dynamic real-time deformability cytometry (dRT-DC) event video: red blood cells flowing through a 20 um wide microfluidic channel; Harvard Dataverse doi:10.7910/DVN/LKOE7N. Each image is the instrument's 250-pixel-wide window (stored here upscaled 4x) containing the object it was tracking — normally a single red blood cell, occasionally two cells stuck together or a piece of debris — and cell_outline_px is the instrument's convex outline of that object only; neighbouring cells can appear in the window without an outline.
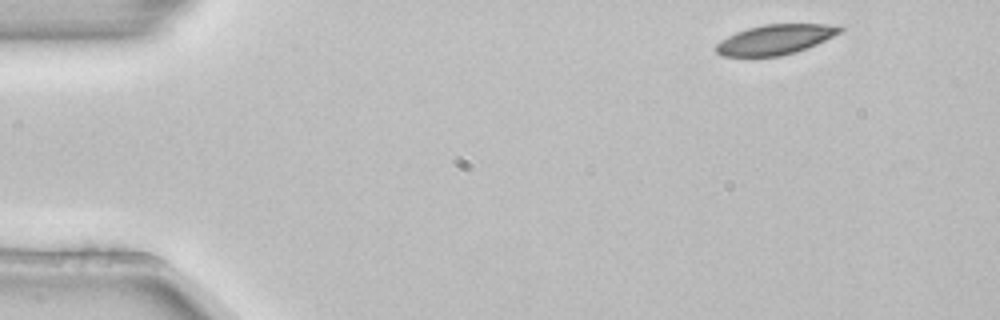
{"species": "common noctule bat (a hibernating species)", "species_latin": "Nyctalus noctula", "temperature_condition": "room temperature", "stored_images_in_passage": 3, "camera_frame_rate_fps": 3000, "um_per_image_px": 0.085, "animal": {"sex": "female", "body_mass_g": 22.7, "forearm_length_mm": 54.2}, "frame": {"image": 1, "passage_image": 1, "time_ms": 0.0, "image_size_px": [1000, 320], "cell_outline_px": [[844, 28], [840, 32], [816, 44], [796, 52], [780, 56], [720, 56], [716, 52], [716, 44], [720, 40], [736, 32], [748, 28], [764, 24], [824, 24]], "centroid_in_image_um": [65.84, 3.36], "position_along_channel_um": 19.2, "area_um2": 21.33}}